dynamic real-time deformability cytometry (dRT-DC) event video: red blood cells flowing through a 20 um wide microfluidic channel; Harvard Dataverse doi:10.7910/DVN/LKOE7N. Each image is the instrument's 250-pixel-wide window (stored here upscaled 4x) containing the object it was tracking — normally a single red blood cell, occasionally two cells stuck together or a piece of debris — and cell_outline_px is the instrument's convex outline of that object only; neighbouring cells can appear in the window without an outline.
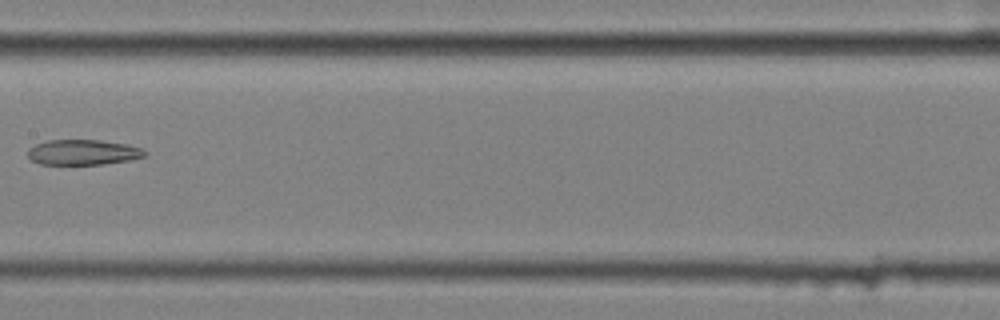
{"species": "common noctule bat (a hibernating species)", "species_latin": "Nyctalus noctula", "temperature_condition": "cold", "stored_images_in_passage": 7, "camera_frame_rate_fps": 3000, "um_per_image_px": 0.085, "animal": {"sex": "female", "body_mass_g": 25.1}, "frame": {"image": 1, "passage_image": 5, "time_ms": 1.333, "image_size_px": [1000, 320], "cell_outline_px": [[148, 156], [128, 160], [104, 164], [40, 164], [32, 160], [28, 156], [28, 148], [36, 144], [48, 140], [100, 140], [128, 144], [144, 148], [148, 152]], "centroid_in_image_um": [7.12, 12.94], "position_along_channel_um": 200.3, "area_um2": 17.4}}
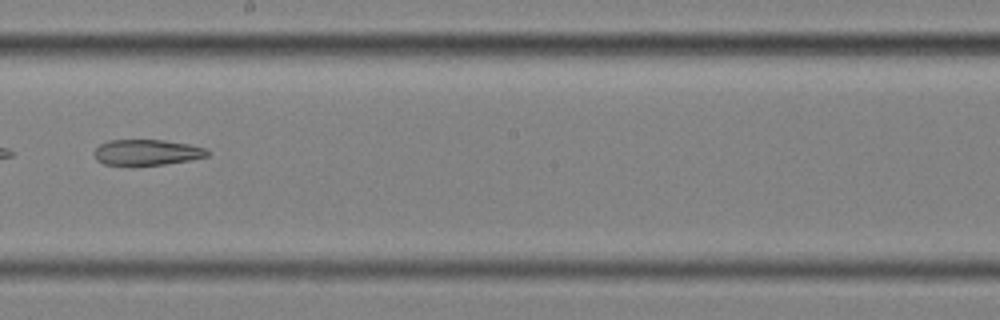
{"frame": {"image": 2, "passage_image": 6, "time_ms": 1.667, "image_size_px": [1000, 320], "cell_outline_px": [[212, 152], [208, 156], [188, 160], [164, 164], [104, 164], [96, 160], [92, 152], [100, 144], [108, 140], [164, 140], [188, 144], [204, 148]], "centroid_in_image_um": [12.47, 12.93], "position_along_channel_um": 235.7, "area_um2": 16.76}}
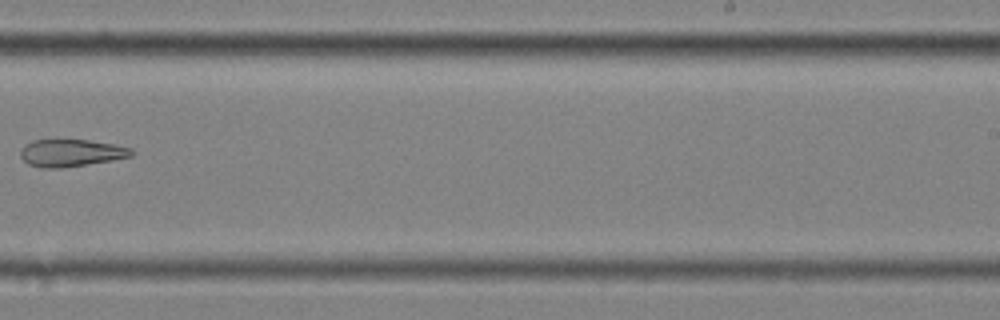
{"frame": {"image": 3, "passage_image": 7, "time_ms": 2.0, "image_size_px": [1000, 320], "cell_outline_px": [[136, 152], [132, 156], [112, 160], [56, 168], [44, 168], [28, 164], [20, 156], [20, 148], [24, 144], [32, 140], [88, 140], [116, 144], [132, 148]], "centroid_in_image_um": [6.05, 12.98], "position_along_channel_um": 283.0, "area_um2": 17.63}}